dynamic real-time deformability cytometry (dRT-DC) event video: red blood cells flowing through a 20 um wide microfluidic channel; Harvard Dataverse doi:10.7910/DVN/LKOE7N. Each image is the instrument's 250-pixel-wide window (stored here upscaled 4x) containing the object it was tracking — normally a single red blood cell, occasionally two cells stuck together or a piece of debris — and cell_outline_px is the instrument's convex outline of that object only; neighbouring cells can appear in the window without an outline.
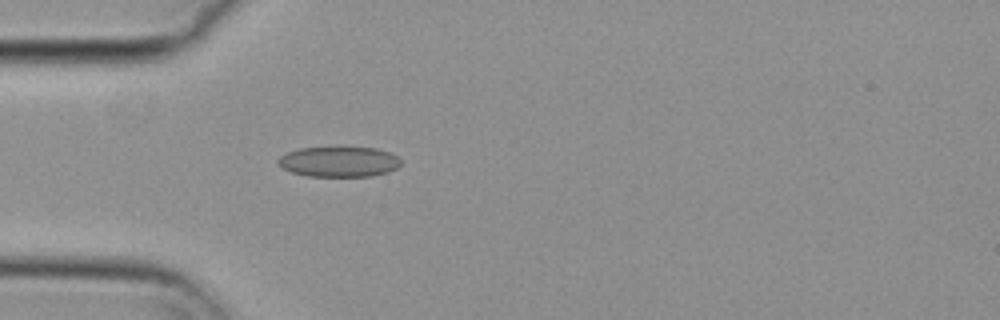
{"species": "common noctule bat (a hibernating species)", "species_latin": "Nyctalus noctula", "temperature_condition": "cold", "stored_images_in_passage": 36, "camera_frame_rate_fps": 3000, "um_per_image_px": 0.085, "animal": {"sex": "female", "body_mass_g": 29.2, "forearm_length_mm": 56.3}, "frame": {"image": 1, "passage_image": 1, "time_ms": 0.0, "image_size_px": [1000, 320], "cell_outline_px": [[400, 164], [396, 168], [388, 172], [372, 176], [308, 176], [292, 172], [284, 168], [276, 160], [280, 156], [288, 152], [300, 148], [336, 144], [376, 148], [388, 152], [396, 156], [400, 160]], "centroid_in_image_um": [28.81, 13.69], "position_along_channel_um": 56.2, "area_um2": 22.43}}
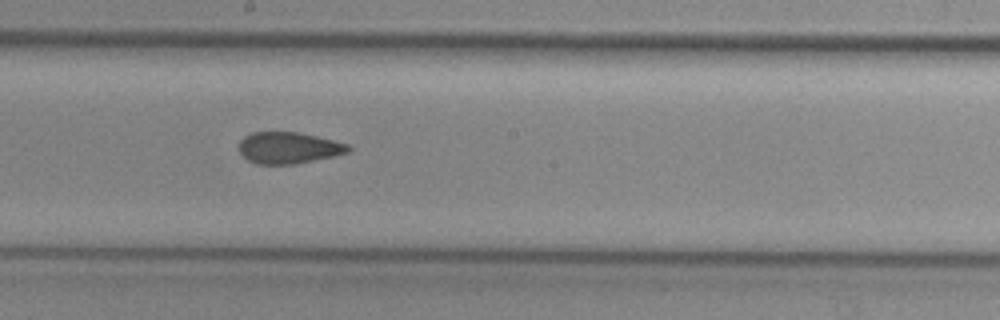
{"frame": {"image": 2, "passage_image": 15, "time_ms": 4.667, "image_size_px": [1000, 320], "cell_outline_px": [[352, 148], [348, 152], [336, 156], [296, 164], [256, 164], [248, 160], [236, 148], [240, 140], [244, 136], [252, 132], [296, 132], [316, 136], [348, 144]], "centroid_in_image_um": [24.51, 12.57], "position_along_channel_um": 223.7, "area_um2": 20.23}}
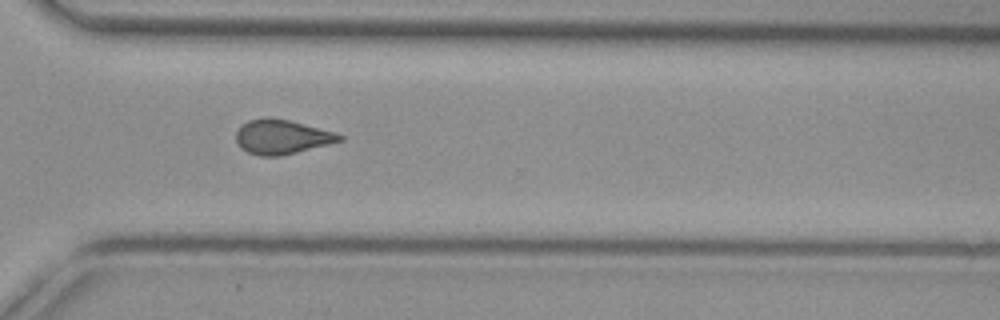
{"frame": {"image": 3, "passage_image": 25, "time_ms": 8.0, "image_size_px": [1000, 320], "cell_outline_px": [[344, 140], [280, 156], [260, 156], [248, 152], [240, 148], [236, 144], [236, 132], [240, 124], [248, 120], [268, 116], [288, 120], [336, 132], [344, 136]], "centroid_in_image_um": [23.91, 11.62], "position_along_channel_um": 346.7, "area_um2": 20.92}, "authors_computed_cell_mechanics": {"area_um2": 20.6635, "velocity_mm_per_s": 3.6979, "shape_relaxation_time_tau1_ms": null, "shape_relaxation_time_tau2_ms": 2.5837, "deformation_change_tau1": null, "deformation_change_tau2": 0.0838}}